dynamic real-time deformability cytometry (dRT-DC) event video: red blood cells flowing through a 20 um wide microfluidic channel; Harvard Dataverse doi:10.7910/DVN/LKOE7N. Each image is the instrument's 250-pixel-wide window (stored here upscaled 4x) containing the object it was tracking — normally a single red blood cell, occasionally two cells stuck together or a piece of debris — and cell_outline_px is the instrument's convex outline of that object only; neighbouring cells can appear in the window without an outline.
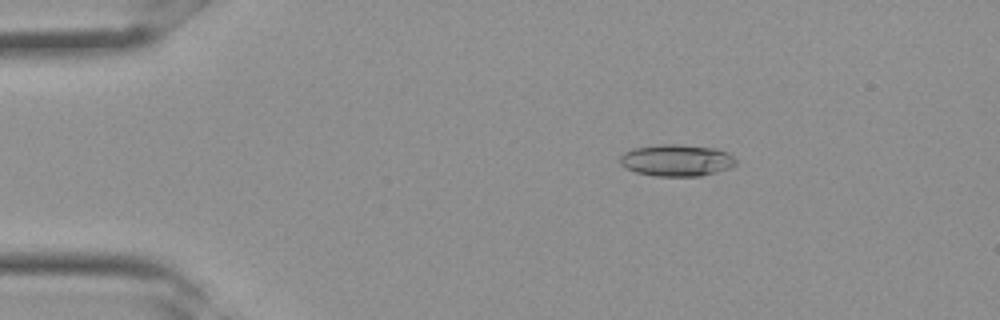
{"species": "Egyptian fruit bat (a non-hibernating species)", "species_latin": "Rousettus aegyptiacus", "temperature_condition": "room temperature", "stored_images_in_passage": 33, "camera_frame_rate_fps": 3000, "um_per_image_px": 0.085, "frame": {"image": 1, "passage_image": 6, "time_ms": 1.667, "image_size_px": [1000, 320], "cell_outline_px": [[736, 164], [728, 168], [716, 172], [700, 176], [652, 176], [636, 172], [624, 168], [620, 164], [620, 156], [624, 152], [632, 148], [660, 144], [676, 144], [716, 148], [728, 152], [736, 160]], "centroid_in_image_um": [57.48, 13.62], "position_along_channel_um": 27.5, "area_um2": 21.62}}
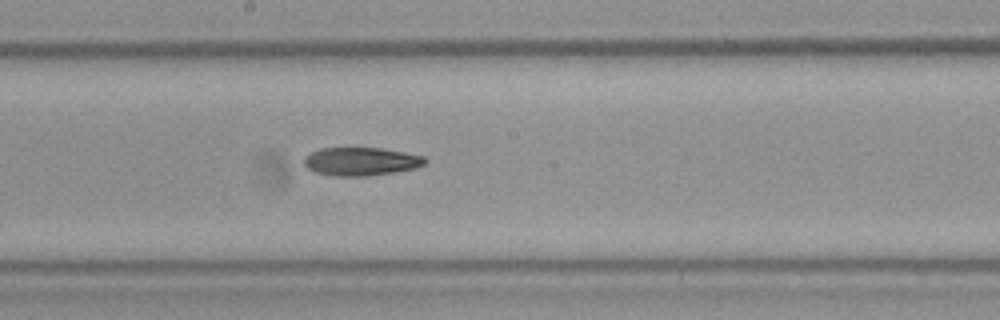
{"frame": {"image": 2, "passage_image": 18, "time_ms": 5.667, "image_size_px": [1000, 320], "cell_outline_px": [[428, 160], [424, 164], [416, 168], [368, 176], [336, 176], [316, 172], [308, 168], [304, 164], [304, 156], [320, 148], [380, 148], [404, 152], [424, 156]], "centroid_in_image_um": [30.69, 13.72], "position_along_channel_um": 217.5, "area_um2": 19.83}}
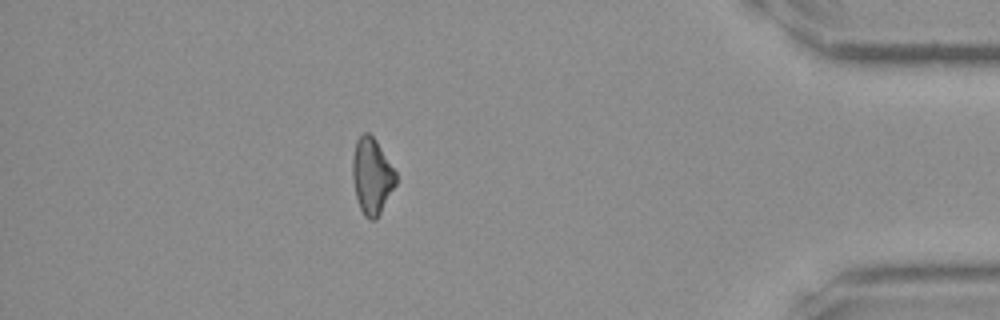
{"frame": {"image": 3, "passage_image": 29, "time_ms": 9.333, "image_size_px": [1000, 320], "cell_outline_px": [[396, 184], [376, 220], [368, 220], [364, 216], [360, 208], [356, 196], [352, 176], [352, 160], [356, 140], [364, 132], [368, 132], [376, 140], [396, 172]], "centroid_in_image_um": [31.6, 14.97], "position_along_channel_um": 403.6, "area_um2": 19.13}}